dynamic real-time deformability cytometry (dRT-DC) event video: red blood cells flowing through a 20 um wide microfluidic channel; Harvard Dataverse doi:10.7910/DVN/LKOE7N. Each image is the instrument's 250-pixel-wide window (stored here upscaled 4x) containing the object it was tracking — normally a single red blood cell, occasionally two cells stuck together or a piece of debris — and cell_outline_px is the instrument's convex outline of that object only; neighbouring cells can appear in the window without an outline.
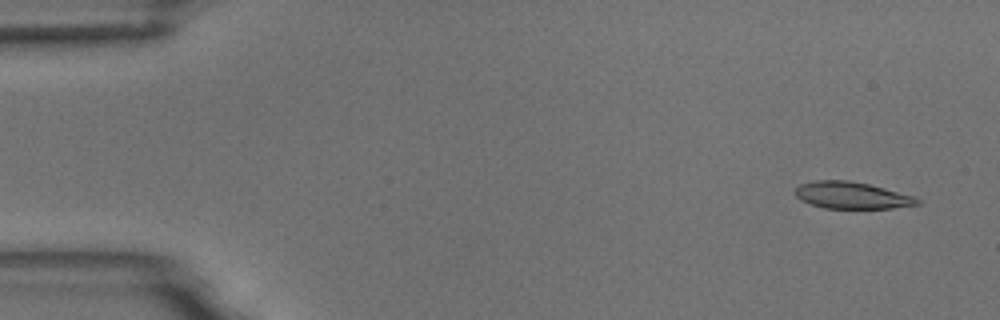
{"species": "common noctule bat (a hibernating species)", "species_latin": "Nyctalus noctula", "temperature_condition": "room temperature", "stored_images_in_passage": 10, "camera_frame_rate_fps": 3000, "um_per_image_px": 0.085, "animal": {"sex": "male", "body_mass_g": 18.8}, "frame": {"image": 1, "passage_image": 1, "time_ms": 0.0, "image_size_px": [1000, 320], "cell_outline_px": [[920, 204], [892, 208], [824, 208], [800, 200], [796, 196], [796, 188], [800, 184], [816, 180], [848, 180], [868, 184], [884, 188], [912, 196], [920, 200]], "centroid_in_image_um": [72.38, 16.6], "position_along_channel_um": 12.6, "area_um2": 18.84}}
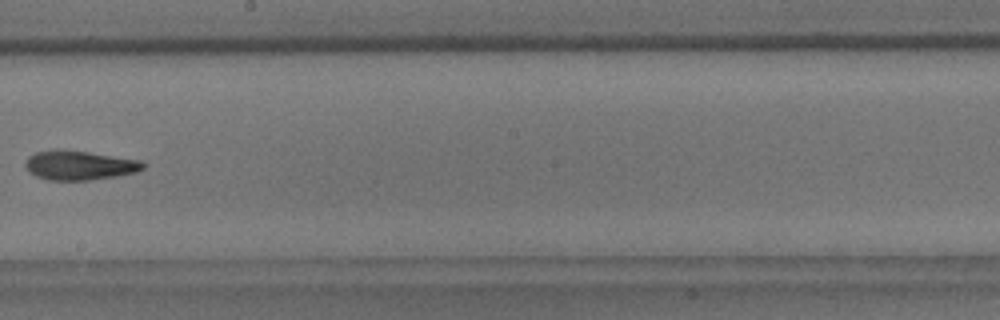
{"frame": {"image": 2, "passage_image": 9, "time_ms": 9.333, "image_size_px": [1000, 320], "cell_outline_px": [[148, 164], [144, 168], [136, 172], [116, 176], [88, 180], [48, 180], [36, 176], [28, 172], [24, 164], [28, 156], [36, 152], [52, 148], [56, 148], [88, 152], [140, 160]], "centroid_in_image_um": [6.72, 14.04], "position_along_channel_um": 241.5, "area_um2": 20.35}}
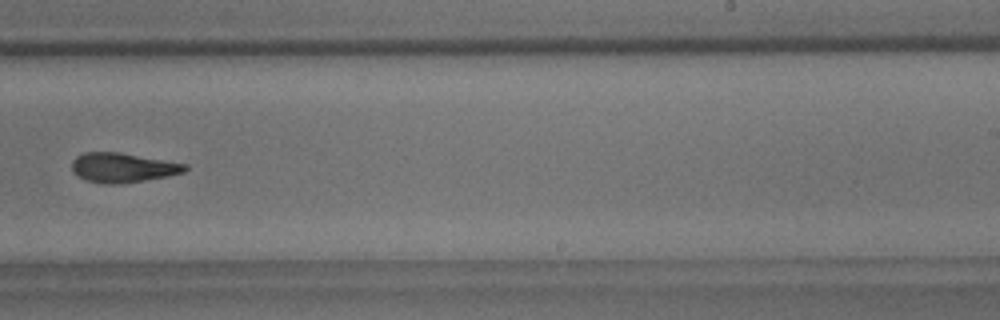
{"frame": {"image": 3, "passage_image": 10, "time_ms": 10.333, "image_size_px": [1000, 320], "cell_outline_px": [[188, 168], [184, 172], [168, 176], [120, 184], [104, 184], [84, 180], [76, 176], [72, 172], [72, 160], [76, 156], [84, 152], [120, 152], [188, 164]], "centroid_in_image_um": [10.4, 14.25], "position_along_channel_um": 278.6, "area_um2": 19.71}}